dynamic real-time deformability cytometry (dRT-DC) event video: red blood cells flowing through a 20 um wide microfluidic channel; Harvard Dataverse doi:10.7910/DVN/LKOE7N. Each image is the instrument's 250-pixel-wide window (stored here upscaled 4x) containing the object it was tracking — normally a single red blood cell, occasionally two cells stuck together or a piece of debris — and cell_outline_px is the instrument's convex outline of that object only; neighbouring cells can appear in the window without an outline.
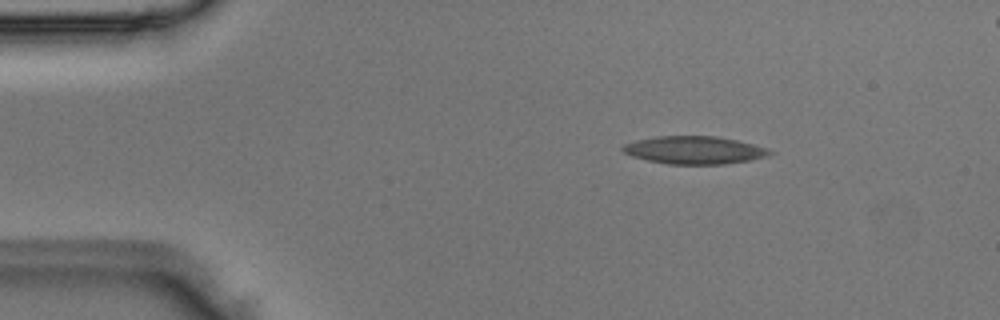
{"species": "Egyptian fruit bat (a non-hibernating species)", "species_latin": "Rousettus aegyptiacus", "temperature_condition": "room temperature", "stored_images_in_passage": 5, "camera_frame_rate_fps": 3000, "um_per_image_px": 0.085, "animal": {"sex": "male"}, "frame": {"image": 1, "passage_image": 1, "time_ms": 0.0, "image_size_px": [1000, 320], "cell_outline_px": [[776, 152], [768, 156], [748, 160], [724, 164], [668, 164], [648, 160], [632, 156], [624, 152], [620, 148], [624, 144], [636, 140], [656, 136], [716, 136], [736, 140], [768, 148]], "centroid_in_image_um": [59.02, 12.75], "position_along_channel_um": 26.0, "area_um2": 23.76}}
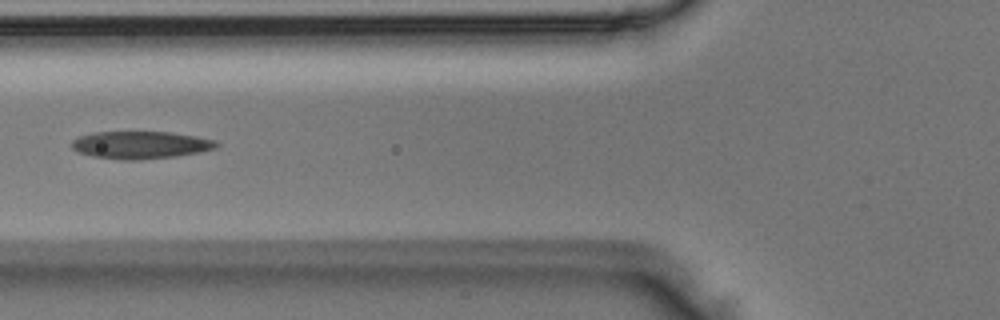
{"frame": {"image": 2, "passage_image": 4, "time_ms": 1.0, "image_size_px": [1000, 320], "cell_outline_px": [[220, 144], [216, 148], [200, 152], [176, 156], [140, 160], [124, 160], [92, 156], [76, 152], [72, 148], [72, 140], [80, 136], [92, 132], [172, 132], [196, 136], [216, 140]], "centroid_in_image_um": [11.96, 12.32], "position_along_channel_um": 113.8, "area_um2": 23.35}}
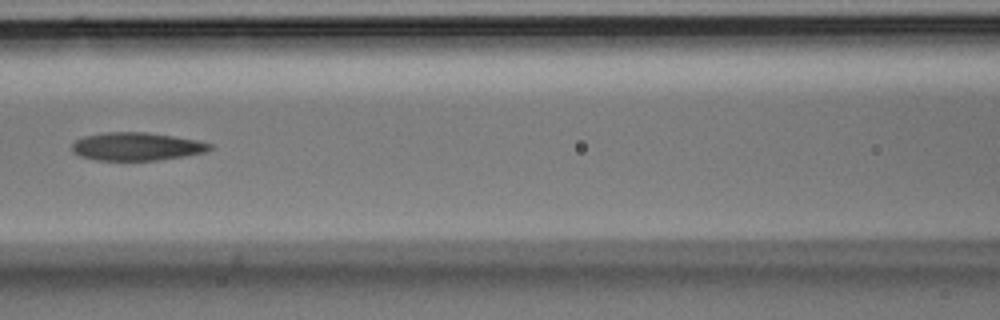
{"frame": {"image": 3, "passage_image": 5, "time_ms": 1.333, "image_size_px": [1000, 320], "cell_outline_px": [[216, 148], [204, 152], [184, 156], [156, 160], [96, 160], [80, 156], [72, 152], [72, 144], [76, 140], [84, 136], [104, 132], [144, 132], [172, 136], [196, 140], [212, 144]], "centroid_in_image_um": [11.61, 12.45], "position_along_channel_um": 155.0, "area_um2": 22.48}}